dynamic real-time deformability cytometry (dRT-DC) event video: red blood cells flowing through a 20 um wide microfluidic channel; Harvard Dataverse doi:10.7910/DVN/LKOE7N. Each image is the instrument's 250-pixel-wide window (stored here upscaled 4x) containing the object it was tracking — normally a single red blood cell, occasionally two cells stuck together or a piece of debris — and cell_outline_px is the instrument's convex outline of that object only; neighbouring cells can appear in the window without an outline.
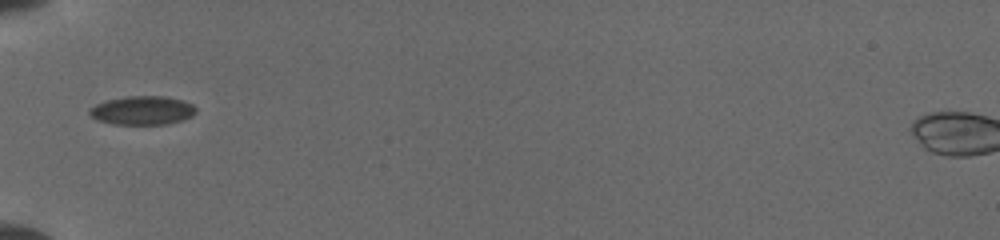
{"species": "common noctule bat (a hibernating species)", "species_latin": "Nyctalus noctula", "temperature_condition": "cold", "stored_images_in_passage": 2, "camera_frame_rate_fps": 3000, "um_per_image_px": 0.085, "animal": {"sex": "female", "body_mass_g": 19.5, "forearm_length_mm": 54.1}, "frame": {"image": 1, "passage_image": 1, "time_ms": 0.0, "image_size_px": [1000, 240], "cell_outline_px": [[196, 112], [192, 116], [180, 120], [164, 124], [112, 124], [100, 120], [92, 116], [88, 112], [96, 104], [108, 100], [128, 96], [168, 96], [192, 104], [196, 108]], "centroid_in_image_um": [12.13, 9.38], "position_along_channel_um": 72.9, "area_um2": 17.51}}